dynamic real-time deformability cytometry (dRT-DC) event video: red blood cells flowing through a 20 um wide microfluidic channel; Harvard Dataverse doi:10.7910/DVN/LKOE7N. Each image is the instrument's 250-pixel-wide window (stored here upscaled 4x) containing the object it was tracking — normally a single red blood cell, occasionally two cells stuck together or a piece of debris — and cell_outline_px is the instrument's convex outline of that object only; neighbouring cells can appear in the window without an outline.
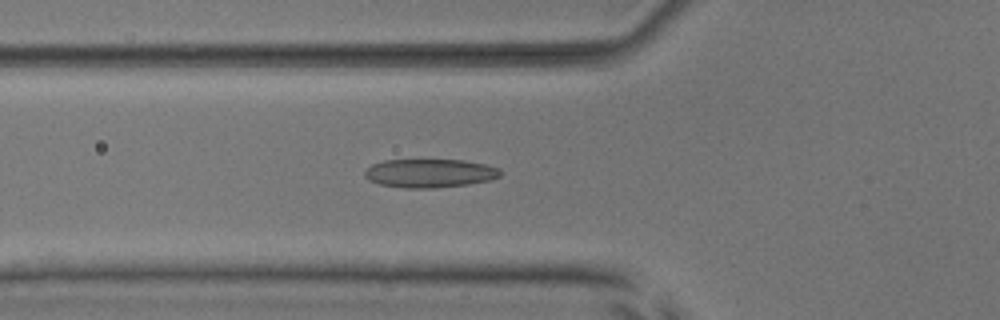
{"species": "common noctule bat (a hibernating species)", "species_latin": "Nyctalus noctula", "temperature_condition": "room temperature", "stored_images_in_passage": 53, "camera_frame_rate_fps": 3000, "um_per_image_px": 0.085, "animal": {"sex": "male", "body_mass_g": 17.9, "forearm_length_mm": 54.2}, "frame": {"image": 1, "passage_image": 19, "time_ms": 6.0, "image_size_px": [1000, 320], "cell_outline_px": [[500, 176], [488, 180], [468, 184], [432, 188], [404, 188], [380, 184], [368, 180], [364, 176], [364, 172], [372, 164], [384, 160], [464, 160], [484, 164], [500, 168]], "centroid_in_image_um": [36.5, 14.72], "position_along_channel_um": 89.3, "area_um2": 22.48}}
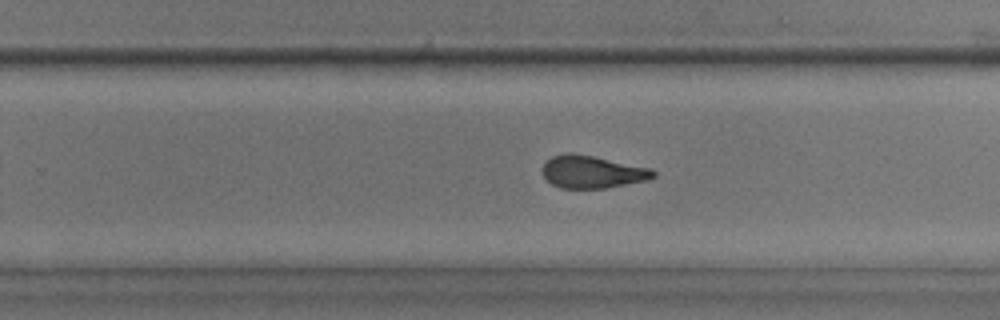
{"frame": {"image": 2, "passage_image": 34, "time_ms": 11.0, "image_size_px": [1000, 320], "cell_outline_px": [[656, 176], [648, 180], [604, 188], [560, 188], [552, 184], [544, 176], [544, 160], [552, 156], [568, 152], [572, 152], [652, 168], [656, 172]], "centroid_in_image_um": [50.35, 14.6], "position_along_channel_um": 279.4, "area_um2": 20.98}}
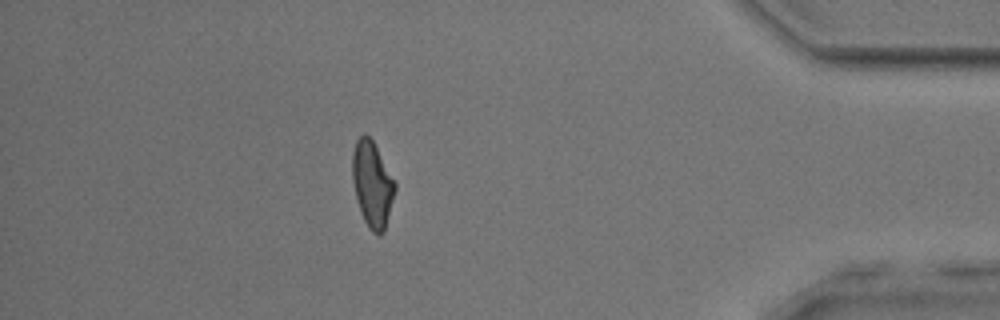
{"frame": {"image": 3, "passage_image": 47, "time_ms": 15.333, "image_size_px": [1000, 320], "cell_outline_px": [[396, 188], [384, 232], [380, 236], [372, 232], [368, 228], [360, 212], [356, 200], [352, 180], [352, 152], [356, 140], [364, 132], [372, 140], [396, 184]], "centroid_in_image_um": [31.62, 15.68], "position_along_channel_um": 403.6, "area_um2": 21.27}, "authors_computed_cell_mechanics": {"area_um2": 21.7906, "velocity_mm_per_s": 3.8177, "shape_relaxation_time_tau1_ms": 10.0929, "shape_relaxation_time_tau2_ms": 1.8592, "deformation_change_tau1": 0.2404, "deformation_change_tau2": 0.0915}}